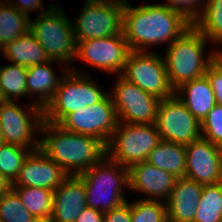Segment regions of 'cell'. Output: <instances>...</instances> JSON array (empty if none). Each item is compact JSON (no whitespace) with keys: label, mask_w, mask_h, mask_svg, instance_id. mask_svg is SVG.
<instances>
[{"label":"cell","mask_w":222,"mask_h":222,"mask_svg":"<svg viewBox=\"0 0 222 222\" xmlns=\"http://www.w3.org/2000/svg\"><path fill=\"white\" fill-rule=\"evenodd\" d=\"M31 151L9 143L0 145V172L12 184L19 176L23 162Z\"/></svg>","instance_id":"cell-29"},{"label":"cell","mask_w":222,"mask_h":222,"mask_svg":"<svg viewBox=\"0 0 222 222\" xmlns=\"http://www.w3.org/2000/svg\"><path fill=\"white\" fill-rule=\"evenodd\" d=\"M128 169V187L134 192L145 194V200L166 203L174 188L175 177L172 173L163 171L147 161L138 162ZM163 200H162V199Z\"/></svg>","instance_id":"cell-17"},{"label":"cell","mask_w":222,"mask_h":222,"mask_svg":"<svg viewBox=\"0 0 222 222\" xmlns=\"http://www.w3.org/2000/svg\"><path fill=\"white\" fill-rule=\"evenodd\" d=\"M214 62L222 69V51H218L214 59Z\"/></svg>","instance_id":"cell-39"},{"label":"cell","mask_w":222,"mask_h":222,"mask_svg":"<svg viewBox=\"0 0 222 222\" xmlns=\"http://www.w3.org/2000/svg\"><path fill=\"white\" fill-rule=\"evenodd\" d=\"M76 42L75 59L107 73L122 74L130 53L124 34Z\"/></svg>","instance_id":"cell-14"},{"label":"cell","mask_w":222,"mask_h":222,"mask_svg":"<svg viewBox=\"0 0 222 222\" xmlns=\"http://www.w3.org/2000/svg\"><path fill=\"white\" fill-rule=\"evenodd\" d=\"M163 6L182 13L190 22L194 23L204 12L206 0H167ZM201 4H204L201 6ZM199 5L201 8H199Z\"/></svg>","instance_id":"cell-33"},{"label":"cell","mask_w":222,"mask_h":222,"mask_svg":"<svg viewBox=\"0 0 222 222\" xmlns=\"http://www.w3.org/2000/svg\"><path fill=\"white\" fill-rule=\"evenodd\" d=\"M64 68L54 97L44 107L45 122L59 124L68 114L99 102L106 94L84 72Z\"/></svg>","instance_id":"cell-4"},{"label":"cell","mask_w":222,"mask_h":222,"mask_svg":"<svg viewBox=\"0 0 222 222\" xmlns=\"http://www.w3.org/2000/svg\"><path fill=\"white\" fill-rule=\"evenodd\" d=\"M11 6L15 7L18 11L29 15L30 11L43 10V1L42 0H19L18 2L13 0H6ZM43 5V6H42Z\"/></svg>","instance_id":"cell-36"},{"label":"cell","mask_w":222,"mask_h":222,"mask_svg":"<svg viewBox=\"0 0 222 222\" xmlns=\"http://www.w3.org/2000/svg\"><path fill=\"white\" fill-rule=\"evenodd\" d=\"M160 142L156 124L118 122L106 145V156L128 168L146 161Z\"/></svg>","instance_id":"cell-7"},{"label":"cell","mask_w":222,"mask_h":222,"mask_svg":"<svg viewBox=\"0 0 222 222\" xmlns=\"http://www.w3.org/2000/svg\"><path fill=\"white\" fill-rule=\"evenodd\" d=\"M110 96L115 106L118 122L155 124L160 99L143 91L121 75L117 77Z\"/></svg>","instance_id":"cell-11"},{"label":"cell","mask_w":222,"mask_h":222,"mask_svg":"<svg viewBox=\"0 0 222 222\" xmlns=\"http://www.w3.org/2000/svg\"><path fill=\"white\" fill-rule=\"evenodd\" d=\"M0 222H38L11 188L0 196Z\"/></svg>","instance_id":"cell-30"},{"label":"cell","mask_w":222,"mask_h":222,"mask_svg":"<svg viewBox=\"0 0 222 222\" xmlns=\"http://www.w3.org/2000/svg\"><path fill=\"white\" fill-rule=\"evenodd\" d=\"M26 107L23 109L15 101H4L0 105V123L5 143L32 152L39 149V138H34L35 134L40 133L44 116L43 109L33 101Z\"/></svg>","instance_id":"cell-9"},{"label":"cell","mask_w":222,"mask_h":222,"mask_svg":"<svg viewBox=\"0 0 222 222\" xmlns=\"http://www.w3.org/2000/svg\"><path fill=\"white\" fill-rule=\"evenodd\" d=\"M207 39L193 25L180 38L168 45L164 57L168 81L175 90L185 82L205 75L218 51L204 57Z\"/></svg>","instance_id":"cell-3"},{"label":"cell","mask_w":222,"mask_h":222,"mask_svg":"<svg viewBox=\"0 0 222 222\" xmlns=\"http://www.w3.org/2000/svg\"><path fill=\"white\" fill-rule=\"evenodd\" d=\"M69 175L42 151L28 154L12 187H37L56 190Z\"/></svg>","instance_id":"cell-16"},{"label":"cell","mask_w":222,"mask_h":222,"mask_svg":"<svg viewBox=\"0 0 222 222\" xmlns=\"http://www.w3.org/2000/svg\"><path fill=\"white\" fill-rule=\"evenodd\" d=\"M203 186L186 177L176 179L166 201L168 222H194Z\"/></svg>","instance_id":"cell-19"},{"label":"cell","mask_w":222,"mask_h":222,"mask_svg":"<svg viewBox=\"0 0 222 222\" xmlns=\"http://www.w3.org/2000/svg\"><path fill=\"white\" fill-rule=\"evenodd\" d=\"M1 50L8 62L11 61L12 64L25 68L50 61L44 49L30 31L15 41L9 42Z\"/></svg>","instance_id":"cell-22"},{"label":"cell","mask_w":222,"mask_h":222,"mask_svg":"<svg viewBox=\"0 0 222 222\" xmlns=\"http://www.w3.org/2000/svg\"><path fill=\"white\" fill-rule=\"evenodd\" d=\"M161 140L188 145L201 138V123L174 94L160 99L155 122Z\"/></svg>","instance_id":"cell-13"},{"label":"cell","mask_w":222,"mask_h":222,"mask_svg":"<svg viewBox=\"0 0 222 222\" xmlns=\"http://www.w3.org/2000/svg\"><path fill=\"white\" fill-rule=\"evenodd\" d=\"M208 78L216 98V104L222 106V69L213 62L206 70Z\"/></svg>","instance_id":"cell-34"},{"label":"cell","mask_w":222,"mask_h":222,"mask_svg":"<svg viewBox=\"0 0 222 222\" xmlns=\"http://www.w3.org/2000/svg\"><path fill=\"white\" fill-rule=\"evenodd\" d=\"M59 64L58 61L50 60L47 63L40 65H33L27 68V93L33 95L36 93L38 96L34 99V104L40 106L42 109L51 101L58 88L59 82L62 79L57 77L50 66L51 64Z\"/></svg>","instance_id":"cell-21"},{"label":"cell","mask_w":222,"mask_h":222,"mask_svg":"<svg viewBox=\"0 0 222 222\" xmlns=\"http://www.w3.org/2000/svg\"><path fill=\"white\" fill-rule=\"evenodd\" d=\"M193 25L209 42L222 45V0H206L204 12Z\"/></svg>","instance_id":"cell-27"},{"label":"cell","mask_w":222,"mask_h":222,"mask_svg":"<svg viewBox=\"0 0 222 222\" xmlns=\"http://www.w3.org/2000/svg\"><path fill=\"white\" fill-rule=\"evenodd\" d=\"M201 136L222 148V106L216 104L203 119Z\"/></svg>","instance_id":"cell-32"},{"label":"cell","mask_w":222,"mask_h":222,"mask_svg":"<svg viewBox=\"0 0 222 222\" xmlns=\"http://www.w3.org/2000/svg\"><path fill=\"white\" fill-rule=\"evenodd\" d=\"M75 222H104V212L86 207Z\"/></svg>","instance_id":"cell-37"},{"label":"cell","mask_w":222,"mask_h":222,"mask_svg":"<svg viewBox=\"0 0 222 222\" xmlns=\"http://www.w3.org/2000/svg\"><path fill=\"white\" fill-rule=\"evenodd\" d=\"M79 176L85 185L87 207L105 212L127 201L123 189L128 187V169L106 155Z\"/></svg>","instance_id":"cell-6"},{"label":"cell","mask_w":222,"mask_h":222,"mask_svg":"<svg viewBox=\"0 0 222 222\" xmlns=\"http://www.w3.org/2000/svg\"><path fill=\"white\" fill-rule=\"evenodd\" d=\"M5 1V2H4ZM3 2V3H2ZM30 15L11 6L6 0L0 2V50L9 42L30 31Z\"/></svg>","instance_id":"cell-24"},{"label":"cell","mask_w":222,"mask_h":222,"mask_svg":"<svg viewBox=\"0 0 222 222\" xmlns=\"http://www.w3.org/2000/svg\"><path fill=\"white\" fill-rule=\"evenodd\" d=\"M39 134V150L68 175L84 173L106 155V146L97 138L69 132L58 124L43 121Z\"/></svg>","instance_id":"cell-2"},{"label":"cell","mask_w":222,"mask_h":222,"mask_svg":"<svg viewBox=\"0 0 222 222\" xmlns=\"http://www.w3.org/2000/svg\"><path fill=\"white\" fill-rule=\"evenodd\" d=\"M132 222H168L166 203L138 199L130 203Z\"/></svg>","instance_id":"cell-31"},{"label":"cell","mask_w":222,"mask_h":222,"mask_svg":"<svg viewBox=\"0 0 222 222\" xmlns=\"http://www.w3.org/2000/svg\"><path fill=\"white\" fill-rule=\"evenodd\" d=\"M58 4H51L33 21H30V32L44 49L49 60L62 62L65 65L76 57L77 42L72 21L67 18Z\"/></svg>","instance_id":"cell-5"},{"label":"cell","mask_w":222,"mask_h":222,"mask_svg":"<svg viewBox=\"0 0 222 222\" xmlns=\"http://www.w3.org/2000/svg\"><path fill=\"white\" fill-rule=\"evenodd\" d=\"M87 207V196L83 179L69 175L53 191L52 215L49 222H75Z\"/></svg>","instance_id":"cell-18"},{"label":"cell","mask_w":222,"mask_h":222,"mask_svg":"<svg viewBox=\"0 0 222 222\" xmlns=\"http://www.w3.org/2000/svg\"><path fill=\"white\" fill-rule=\"evenodd\" d=\"M127 0H86L79 17L72 21L76 41L123 34ZM74 22V23H73Z\"/></svg>","instance_id":"cell-8"},{"label":"cell","mask_w":222,"mask_h":222,"mask_svg":"<svg viewBox=\"0 0 222 222\" xmlns=\"http://www.w3.org/2000/svg\"><path fill=\"white\" fill-rule=\"evenodd\" d=\"M193 26L182 13L160 4H124L123 34L130 51H147L156 44L170 45Z\"/></svg>","instance_id":"cell-1"},{"label":"cell","mask_w":222,"mask_h":222,"mask_svg":"<svg viewBox=\"0 0 222 222\" xmlns=\"http://www.w3.org/2000/svg\"><path fill=\"white\" fill-rule=\"evenodd\" d=\"M27 68L8 64L5 67L0 65V94L3 101H13L27 93Z\"/></svg>","instance_id":"cell-26"},{"label":"cell","mask_w":222,"mask_h":222,"mask_svg":"<svg viewBox=\"0 0 222 222\" xmlns=\"http://www.w3.org/2000/svg\"><path fill=\"white\" fill-rule=\"evenodd\" d=\"M174 94L200 123L216 105L214 92L205 75L183 83Z\"/></svg>","instance_id":"cell-20"},{"label":"cell","mask_w":222,"mask_h":222,"mask_svg":"<svg viewBox=\"0 0 222 222\" xmlns=\"http://www.w3.org/2000/svg\"><path fill=\"white\" fill-rule=\"evenodd\" d=\"M121 76L159 99L174 95L164 58L155 52L130 51Z\"/></svg>","instance_id":"cell-10"},{"label":"cell","mask_w":222,"mask_h":222,"mask_svg":"<svg viewBox=\"0 0 222 222\" xmlns=\"http://www.w3.org/2000/svg\"><path fill=\"white\" fill-rule=\"evenodd\" d=\"M3 102H4V101H3L2 96H1V94H0V105H1Z\"/></svg>","instance_id":"cell-41"},{"label":"cell","mask_w":222,"mask_h":222,"mask_svg":"<svg viewBox=\"0 0 222 222\" xmlns=\"http://www.w3.org/2000/svg\"><path fill=\"white\" fill-rule=\"evenodd\" d=\"M12 188V183L0 172V196Z\"/></svg>","instance_id":"cell-38"},{"label":"cell","mask_w":222,"mask_h":222,"mask_svg":"<svg viewBox=\"0 0 222 222\" xmlns=\"http://www.w3.org/2000/svg\"><path fill=\"white\" fill-rule=\"evenodd\" d=\"M185 176L202 185L222 182V148L199 138L185 145Z\"/></svg>","instance_id":"cell-15"},{"label":"cell","mask_w":222,"mask_h":222,"mask_svg":"<svg viewBox=\"0 0 222 222\" xmlns=\"http://www.w3.org/2000/svg\"><path fill=\"white\" fill-rule=\"evenodd\" d=\"M23 206L38 222H49L52 215L53 191L37 187H12Z\"/></svg>","instance_id":"cell-25"},{"label":"cell","mask_w":222,"mask_h":222,"mask_svg":"<svg viewBox=\"0 0 222 222\" xmlns=\"http://www.w3.org/2000/svg\"><path fill=\"white\" fill-rule=\"evenodd\" d=\"M104 222H132L130 215V203L126 201L117 208L105 211Z\"/></svg>","instance_id":"cell-35"},{"label":"cell","mask_w":222,"mask_h":222,"mask_svg":"<svg viewBox=\"0 0 222 222\" xmlns=\"http://www.w3.org/2000/svg\"><path fill=\"white\" fill-rule=\"evenodd\" d=\"M117 124L115 106L107 93L99 102L68 114L58 125L69 132L95 137L106 146Z\"/></svg>","instance_id":"cell-12"},{"label":"cell","mask_w":222,"mask_h":222,"mask_svg":"<svg viewBox=\"0 0 222 222\" xmlns=\"http://www.w3.org/2000/svg\"><path fill=\"white\" fill-rule=\"evenodd\" d=\"M3 143H5V141L3 139V131H2L1 123H0V145Z\"/></svg>","instance_id":"cell-40"},{"label":"cell","mask_w":222,"mask_h":222,"mask_svg":"<svg viewBox=\"0 0 222 222\" xmlns=\"http://www.w3.org/2000/svg\"><path fill=\"white\" fill-rule=\"evenodd\" d=\"M194 222H222V182L204 185Z\"/></svg>","instance_id":"cell-28"},{"label":"cell","mask_w":222,"mask_h":222,"mask_svg":"<svg viewBox=\"0 0 222 222\" xmlns=\"http://www.w3.org/2000/svg\"><path fill=\"white\" fill-rule=\"evenodd\" d=\"M146 161L163 171L172 173L177 178L184 177L186 170L185 145L161 140L149 153Z\"/></svg>","instance_id":"cell-23"}]
</instances>
